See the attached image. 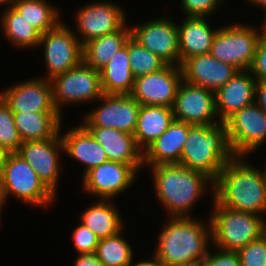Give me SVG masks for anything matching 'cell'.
Listing matches in <instances>:
<instances>
[{"label": "cell", "instance_id": "obj_1", "mask_svg": "<svg viewBox=\"0 0 266 266\" xmlns=\"http://www.w3.org/2000/svg\"><path fill=\"white\" fill-rule=\"evenodd\" d=\"M234 156L225 164L213 185V197L228 209L266 214V185L261 170ZM261 213V214H260Z\"/></svg>", "mask_w": 266, "mask_h": 266}, {"label": "cell", "instance_id": "obj_2", "mask_svg": "<svg viewBox=\"0 0 266 266\" xmlns=\"http://www.w3.org/2000/svg\"><path fill=\"white\" fill-rule=\"evenodd\" d=\"M188 217H171L159 235L154 258L164 266H199L212 240V225ZM206 227V228H205ZM208 245V246H207Z\"/></svg>", "mask_w": 266, "mask_h": 266}, {"label": "cell", "instance_id": "obj_3", "mask_svg": "<svg viewBox=\"0 0 266 266\" xmlns=\"http://www.w3.org/2000/svg\"><path fill=\"white\" fill-rule=\"evenodd\" d=\"M153 171L156 196L171 217H188L197 198L214 182L201 172L185 168L181 164L149 166Z\"/></svg>", "mask_w": 266, "mask_h": 266}, {"label": "cell", "instance_id": "obj_4", "mask_svg": "<svg viewBox=\"0 0 266 266\" xmlns=\"http://www.w3.org/2000/svg\"><path fill=\"white\" fill-rule=\"evenodd\" d=\"M233 157L224 123L192 125L179 164L201 172L215 182L225 164Z\"/></svg>", "mask_w": 266, "mask_h": 266}, {"label": "cell", "instance_id": "obj_5", "mask_svg": "<svg viewBox=\"0 0 266 266\" xmlns=\"http://www.w3.org/2000/svg\"><path fill=\"white\" fill-rule=\"evenodd\" d=\"M212 242L221 250L237 252L266 232L261 215L238 212L221 206L213 198Z\"/></svg>", "mask_w": 266, "mask_h": 266}, {"label": "cell", "instance_id": "obj_6", "mask_svg": "<svg viewBox=\"0 0 266 266\" xmlns=\"http://www.w3.org/2000/svg\"><path fill=\"white\" fill-rule=\"evenodd\" d=\"M258 32L254 27L241 24L218 28L210 54L238 71L249 70L262 39Z\"/></svg>", "mask_w": 266, "mask_h": 266}, {"label": "cell", "instance_id": "obj_7", "mask_svg": "<svg viewBox=\"0 0 266 266\" xmlns=\"http://www.w3.org/2000/svg\"><path fill=\"white\" fill-rule=\"evenodd\" d=\"M0 182L6 199L12 194L28 204L47 207L56 196L17 152L8 154Z\"/></svg>", "mask_w": 266, "mask_h": 266}, {"label": "cell", "instance_id": "obj_8", "mask_svg": "<svg viewBox=\"0 0 266 266\" xmlns=\"http://www.w3.org/2000/svg\"><path fill=\"white\" fill-rule=\"evenodd\" d=\"M52 84L53 103L55 109L66 103H82L96 101L104 94L101 86L100 72L83 61L71 70L55 76Z\"/></svg>", "mask_w": 266, "mask_h": 266}, {"label": "cell", "instance_id": "obj_9", "mask_svg": "<svg viewBox=\"0 0 266 266\" xmlns=\"http://www.w3.org/2000/svg\"><path fill=\"white\" fill-rule=\"evenodd\" d=\"M78 37L62 22L41 34L38 46H44V59L48 71L46 80L77 67L83 61V46Z\"/></svg>", "mask_w": 266, "mask_h": 266}, {"label": "cell", "instance_id": "obj_10", "mask_svg": "<svg viewBox=\"0 0 266 266\" xmlns=\"http://www.w3.org/2000/svg\"><path fill=\"white\" fill-rule=\"evenodd\" d=\"M224 124L234 156H246L266 141V114L255 103L238 110Z\"/></svg>", "mask_w": 266, "mask_h": 266}, {"label": "cell", "instance_id": "obj_11", "mask_svg": "<svg viewBox=\"0 0 266 266\" xmlns=\"http://www.w3.org/2000/svg\"><path fill=\"white\" fill-rule=\"evenodd\" d=\"M174 119L190 125H218L215 93L182 80L173 105ZM215 119V120H214ZM215 122H214V121Z\"/></svg>", "mask_w": 266, "mask_h": 266}, {"label": "cell", "instance_id": "obj_12", "mask_svg": "<svg viewBox=\"0 0 266 266\" xmlns=\"http://www.w3.org/2000/svg\"><path fill=\"white\" fill-rule=\"evenodd\" d=\"M182 78L181 66L167 65L162 70L135 78L131 96L140 105L172 108Z\"/></svg>", "mask_w": 266, "mask_h": 266}, {"label": "cell", "instance_id": "obj_13", "mask_svg": "<svg viewBox=\"0 0 266 266\" xmlns=\"http://www.w3.org/2000/svg\"><path fill=\"white\" fill-rule=\"evenodd\" d=\"M99 100L103 105L86 115L84 127L114 128L134 134L140 104L131 95H106Z\"/></svg>", "mask_w": 266, "mask_h": 266}, {"label": "cell", "instance_id": "obj_14", "mask_svg": "<svg viewBox=\"0 0 266 266\" xmlns=\"http://www.w3.org/2000/svg\"><path fill=\"white\" fill-rule=\"evenodd\" d=\"M131 36L168 65L180 66L178 27L172 20L159 18L133 26Z\"/></svg>", "mask_w": 266, "mask_h": 266}, {"label": "cell", "instance_id": "obj_15", "mask_svg": "<svg viewBox=\"0 0 266 266\" xmlns=\"http://www.w3.org/2000/svg\"><path fill=\"white\" fill-rule=\"evenodd\" d=\"M64 152L60 133L52 139L22 142L17 153L33 168L39 179L55 195L58 185L59 152Z\"/></svg>", "mask_w": 266, "mask_h": 266}, {"label": "cell", "instance_id": "obj_16", "mask_svg": "<svg viewBox=\"0 0 266 266\" xmlns=\"http://www.w3.org/2000/svg\"><path fill=\"white\" fill-rule=\"evenodd\" d=\"M137 170L130 164L106 161L84 174L83 189L103 200H111L135 181Z\"/></svg>", "mask_w": 266, "mask_h": 266}, {"label": "cell", "instance_id": "obj_17", "mask_svg": "<svg viewBox=\"0 0 266 266\" xmlns=\"http://www.w3.org/2000/svg\"><path fill=\"white\" fill-rule=\"evenodd\" d=\"M123 9L110 2H94L79 10L76 18L77 30L83 38L81 45L105 34L119 30L125 22Z\"/></svg>", "mask_w": 266, "mask_h": 266}, {"label": "cell", "instance_id": "obj_18", "mask_svg": "<svg viewBox=\"0 0 266 266\" xmlns=\"http://www.w3.org/2000/svg\"><path fill=\"white\" fill-rule=\"evenodd\" d=\"M0 97L13 113L58 112L53 103L51 81L45 78L19 83L0 92Z\"/></svg>", "mask_w": 266, "mask_h": 266}, {"label": "cell", "instance_id": "obj_19", "mask_svg": "<svg viewBox=\"0 0 266 266\" xmlns=\"http://www.w3.org/2000/svg\"><path fill=\"white\" fill-rule=\"evenodd\" d=\"M180 66L185 82L214 93L238 72L235 67L217 60L210 53L192 56Z\"/></svg>", "mask_w": 266, "mask_h": 266}, {"label": "cell", "instance_id": "obj_20", "mask_svg": "<svg viewBox=\"0 0 266 266\" xmlns=\"http://www.w3.org/2000/svg\"><path fill=\"white\" fill-rule=\"evenodd\" d=\"M248 72L249 70L238 71L215 92L216 112L221 123L243 107L255 103L257 81L254 76H249Z\"/></svg>", "mask_w": 266, "mask_h": 266}, {"label": "cell", "instance_id": "obj_21", "mask_svg": "<svg viewBox=\"0 0 266 266\" xmlns=\"http://www.w3.org/2000/svg\"><path fill=\"white\" fill-rule=\"evenodd\" d=\"M102 145L110 161L130 164L139 171L143 165V152L136 144L133 134L114 128L85 127Z\"/></svg>", "mask_w": 266, "mask_h": 266}, {"label": "cell", "instance_id": "obj_22", "mask_svg": "<svg viewBox=\"0 0 266 266\" xmlns=\"http://www.w3.org/2000/svg\"><path fill=\"white\" fill-rule=\"evenodd\" d=\"M192 125L175 120L167 130L143 152V166L180 163L183 145Z\"/></svg>", "mask_w": 266, "mask_h": 266}, {"label": "cell", "instance_id": "obj_23", "mask_svg": "<svg viewBox=\"0 0 266 266\" xmlns=\"http://www.w3.org/2000/svg\"><path fill=\"white\" fill-rule=\"evenodd\" d=\"M64 151L71 158L86 165L84 173L108 161L106 152L91 133L83 126L71 128L61 135Z\"/></svg>", "mask_w": 266, "mask_h": 266}, {"label": "cell", "instance_id": "obj_24", "mask_svg": "<svg viewBox=\"0 0 266 266\" xmlns=\"http://www.w3.org/2000/svg\"><path fill=\"white\" fill-rule=\"evenodd\" d=\"M205 18L187 17L182 25H177L180 65L192 56L210 53L218 29H211Z\"/></svg>", "mask_w": 266, "mask_h": 266}, {"label": "cell", "instance_id": "obj_25", "mask_svg": "<svg viewBox=\"0 0 266 266\" xmlns=\"http://www.w3.org/2000/svg\"><path fill=\"white\" fill-rule=\"evenodd\" d=\"M174 121L173 108L140 105L134 137L139 149L145 150L159 138Z\"/></svg>", "mask_w": 266, "mask_h": 266}, {"label": "cell", "instance_id": "obj_26", "mask_svg": "<svg viewBox=\"0 0 266 266\" xmlns=\"http://www.w3.org/2000/svg\"><path fill=\"white\" fill-rule=\"evenodd\" d=\"M99 72L104 94H131L135 77L130 66L128 40L125 46L115 53L111 60Z\"/></svg>", "mask_w": 266, "mask_h": 266}, {"label": "cell", "instance_id": "obj_27", "mask_svg": "<svg viewBox=\"0 0 266 266\" xmlns=\"http://www.w3.org/2000/svg\"><path fill=\"white\" fill-rule=\"evenodd\" d=\"M13 119L22 142L52 139L60 133L59 112L13 113Z\"/></svg>", "mask_w": 266, "mask_h": 266}, {"label": "cell", "instance_id": "obj_28", "mask_svg": "<svg viewBox=\"0 0 266 266\" xmlns=\"http://www.w3.org/2000/svg\"><path fill=\"white\" fill-rule=\"evenodd\" d=\"M131 36V29L124 24L119 30L93 39L83 45V62L96 69H102Z\"/></svg>", "mask_w": 266, "mask_h": 266}, {"label": "cell", "instance_id": "obj_29", "mask_svg": "<svg viewBox=\"0 0 266 266\" xmlns=\"http://www.w3.org/2000/svg\"><path fill=\"white\" fill-rule=\"evenodd\" d=\"M113 205L109 200L100 199L82 213L81 223L99 239L114 236L122 231L123 220Z\"/></svg>", "mask_w": 266, "mask_h": 266}, {"label": "cell", "instance_id": "obj_30", "mask_svg": "<svg viewBox=\"0 0 266 266\" xmlns=\"http://www.w3.org/2000/svg\"><path fill=\"white\" fill-rule=\"evenodd\" d=\"M5 37L14 46L30 48L39 44L41 33L9 5L1 18Z\"/></svg>", "mask_w": 266, "mask_h": 266}, {"label": "cell", "instance_id": "obj_31", "mask_svg": "<svg viewBox=\"0 0 266 266\" xmlns=\"http://www.w3.org/2000/svg\"><path fill=\"white\" fill-rule=\"evenodd\" d=\"M11 6L41 34L55 28L61 21L58 9L44 0H12Z\"/></svg>", "mask_w": 266, "mask_h": 266}, {"label": "cell", "instance_id": "obj_32", "mask_svg": "<svg viewBox=\"0 0 266 266\" xmlns=\"http://www.w3.org/2000/svg\"><path fill=\"white\" fill-rule=\"evenodd\" d=\"M95 255L104 266H131L133 251L122 238L121 231L116 235L99 239Z\"/></svg>", "mask_w": 266, "mask_h": 266}, {"label": "cell", "instance_id": "obj_33", "mask_svg": "<svg viewBox=\"0 0 266 266\" xmlns=\"http://www.w3.org/2000/svg\"><path fill=\"white\" fill-rule=\"evenodd\" d=\"M128 52L131 70L135 78L158 72L168 65L156 54L144 48L132 36L128 39Z\"/></svg>", "mask_w": 266, "mask_h": 266}, {"label": "cell", "instance_id": "obj_34", "mask_svg": "<svg viewBox=\"0 0 266 266\" xmlns=\"http://www.w3.org/2000/svg\"><path fill=\"white\" fill-rule=\"evenodd\" d=\"M22 140L15 127L13 112L0 97V145L9 153L19 150Z\"/></svg>", "mask_w": 266, "mask_h": 266}, {"label": "cell", "instance_id": "obj_35", "mask_svg": "<svg viewBox=\"0 0 266 266\" xmlns=\"http://www.w3.org/2000/svg\"><path fill=\"white\" fill-rule=\"evenodd\" d=\"M236 253L241 266H266V232Z\"/></svg>", "mask_w": 266, "mask_h": 266}, {"label": "cell", "instance_id": "obj_36", "mask_svg": "<svg viewBox=\"0 0 266 266\" xmlns=\"http://www.w3.org/2000/svg\"><path fill=\"white\" fill-rule=\"evenodd\" d=\"M72 239L78 254H92L96 252L99 238L82 223L74 229Z\"/></svg>", "mask_w": 266, "mask_h": 266}, {"label": "cell", "instance_id": "obj_37", "mask_svg": "<svg viewBox=\"0 0 266 266\" xmlns=\"http://www.w3.org/2000/svg\"><path fill=\"white\" fill-rule=\"evenodd\" d=\"M222 0H181L186 17H207L213 14Z\"/></svg>", "mask_w": 266, "mask_h": 266}, {"label": "cell", "instance_id": "obj_38", "mask_svg": "<svg viewBox=\"0 0 266 266\" xmlns=\"http://www.w3.org/2000/svg\"><path fill=\"white\" fill-rule=\"evenodd\" d=\"M218 250L215 254L208 251L199 266H241L236 252Z\"/></svg>", "mask_w": 266, "mask_h": 266}, {"label": "cell", "instance_id": "obj_39", "mask_svg": "<svg viewBox=\"0 0 266 266\" xmlns=\"http://www.w3.org/2000/svg\"><path fill=\"white\" fill-rule=\"evenodd\" d=\"M256 81L266 82V41L261 39L249 69Z\"/></svg>", "mask_w": 266, "mask_h": 266}, {"label": "cell", "instance_id": "obj_40", "mask_svg": "<svg viewBox=\"0 0 266 266\" xmlns=\"http://www.w3.org/2000/svg\"><path fill=\"white\" fill-rule=\"evenodd\" d=\"M255 95L258 98L255 104L266 114V82H256Z\"/></svg>", "mask_w": 266, "mask_h": 266}, {"label": "cell", "instance_id": "obj_41", "mask_svg": "<svg viewBox=\"0 0 266 266\" xmlns=\"http://www.w3.org/2000/svg\"><path fill=\"white\" fill-rule=\"evenodd\" d=\"M74 266H104L98 259L95 253L78 254Z\"/></svg>", "mask_w": 266, "mask_h": 266}, {"label": "cell", "instance_id": "obj_42", "mask_svg": "<svg viewBox=\"0 0 266 266\" xmlns=\"http://www.w3.org/2000/svg\"><path fill=\"white\" fill-rule=\"evenodd\" d=\"M8 154L9 152L0 145V176L2 175Z\"/></svg>", "mask_w": 266, "mask_h": 266}, {"label": "cell", "instance_id": "obj_43", "mask_svg": "<svg viewBox=\"0 0 266 266\" xmlns=\"http://www.w3.org/2000/svg\"><path fill=\"white\" fill-rule=\"evenodd\" d=\"M152 259L153 260H150V261H142V262L136 263L133 266H164L163 264L158 262L154 257Z\"/></svg>", "mask_w": 266, "mask_h": 266}, {"label": "cell", "instance_id": "obj_44", "mask_svg": "<svg viewBox=\"0 0 266 266\" xmlns=\"http://www.w3.org/2000/svg\"><path fill=\"white\" fill-rule=\"evenodd\" d=\"M6 201V197H5V193L4 190L2 188L1 182H0V214H1V210H2V206ZM1 217V215H0Z\"/></svg>", "mask_w": 266, "mask_h": 266}, {"label": "cell", "instance_id": "obj_45", "mask_svg": "<svg viewBox=\"0 0 266 266\" xmlns=\"http://www.w3.org/2000/svg\"><path fill=\"white\" fill-rule=\"evenodd\" d=\"M249 2L252 4L255 3L257 6H261V8L266 11V0H249Z\"/></svg>", "mask_w": 266, "mask_h": 266}, {"label": "cell", "instance_id": "obj_46", "mask_svg": "<svg viewBox=\"0 0 266 266\" xmlns=\"http://www.w3.org/2000/svg\"><path fill=\"white\" fill-rule=\"evenodd\" d=\"M264 25H263V31H261V38L266 41V11H264Z\"/></svg>", "mask_w": 266, "mask_h": 266}, {"label": "cell", "instance_id": "obj_47", "mask_svg": "<svg viewBox=\"0 0 266 266\" xmlns=\"http://www.w3.org/2000/svg\"><path fill=\"white\" fill-rule=\"evenodd\" d=\"M11 1L12 0H0V4L2 5V4H7V3H9V5H11Z\"/></svg>", "mask_w": 266, "mask_h": 266}, {"label": "cell", "instance_id": "obj_48", "mask_svg": "<svg viewBox=\"0 0 266 266\" xmlns=\"http://www.w3.org/2000/svg\"><path fill=\"white\" fill-rule=\"evenodd\" d=\"M261 172H262V175H263L264 183L266 185V167H265V170L261 171Z\"/></svg>", "mask_w": 266, "mask_h": 266}]
</instances>
